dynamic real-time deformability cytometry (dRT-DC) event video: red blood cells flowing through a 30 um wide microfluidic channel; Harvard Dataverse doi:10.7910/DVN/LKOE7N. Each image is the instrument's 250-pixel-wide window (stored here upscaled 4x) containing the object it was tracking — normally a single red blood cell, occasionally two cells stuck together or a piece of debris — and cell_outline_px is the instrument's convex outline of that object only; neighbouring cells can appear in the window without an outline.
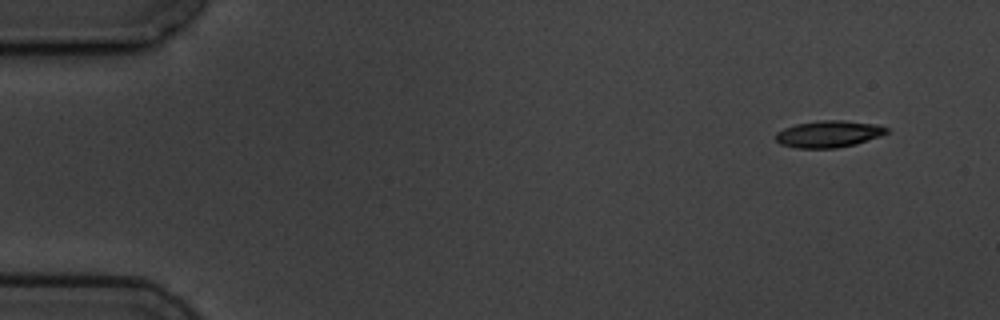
{"species": "common noctule bat (a hibernating species)", "species_latin": "Nyctalus noctula", "temperature_condition": "cold", "stored_images_in_passage": 9, "camera_frame_rate_fps": 3000, "um_per_image_px": 0.085, "animal": {"sex": "male", "body_mass_g": 19.5, "forearm_length_mm": 54.6}, "frame": {"image": 1, "passage_image": 1, "time_ms": 0.0, "image_size_px": [1000, 320], "cell_outline_px": [[888, 132], [880, 136], [856, 144], [836, 148], [796, 148], [780, 144], [776, 140], [776, 132], [784, 128], [796, 124], [820, 120], [844, 120], [876, 124], [888, 128]], "centroid_in_image_um": [70.43, 11.39], "position_along_channel_um": 14.6, "area_um2": 17.34}}
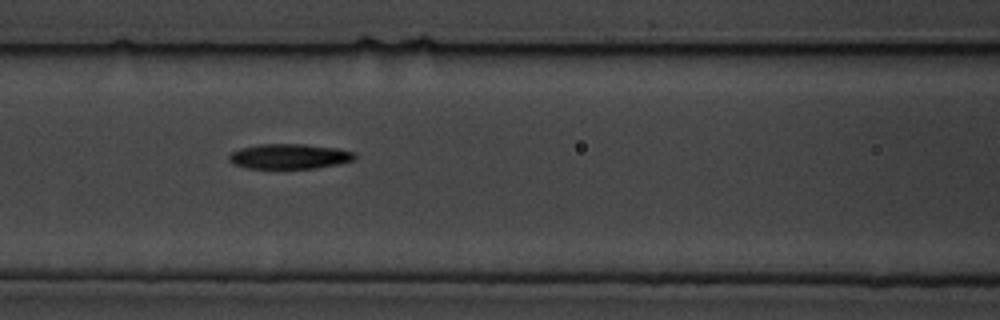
{"frame": {"image": 2, "passage_image": 7, "time_ms": 6.667, "image_size_px": [1000, 320], "cell_outline_px": [[356, 156], [352, 160], [336, 164], [316, 168], [248, 168], [232, 164], [228, 160], [228, 156], [232, 152], [240, 148], [260, 144], [304, 144], [336, 148], [352, 152]], "centroid_in_image_um": [24.53, 13.29], "position_along_channel_um": 142.1, "area_um2": 18.15}}
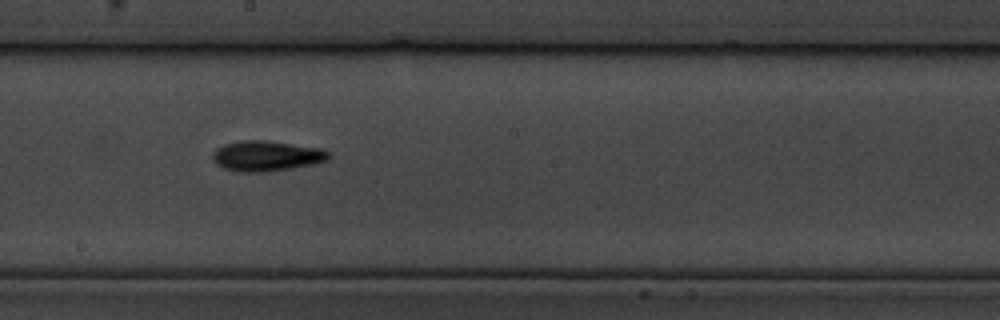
{"frame": {"image": 3, "passage_image": 9, "time_ms": 9.0, "image_size_px": [1000, 320], "cell_outline_px": [[332, 156], [328, 160], [312, 164], [292, 168], [264, 172], [240, 172], [224, 168], [216, 164], [212, 160], [212, 152], [216, 148], [224, 144], [240, 140], [264, 140], [320, 148], [328, 152]], "centroid_in_image_um": [22.61, 13.25], "position_along_channel_um": 225.6, "area_um2": 20.58}}